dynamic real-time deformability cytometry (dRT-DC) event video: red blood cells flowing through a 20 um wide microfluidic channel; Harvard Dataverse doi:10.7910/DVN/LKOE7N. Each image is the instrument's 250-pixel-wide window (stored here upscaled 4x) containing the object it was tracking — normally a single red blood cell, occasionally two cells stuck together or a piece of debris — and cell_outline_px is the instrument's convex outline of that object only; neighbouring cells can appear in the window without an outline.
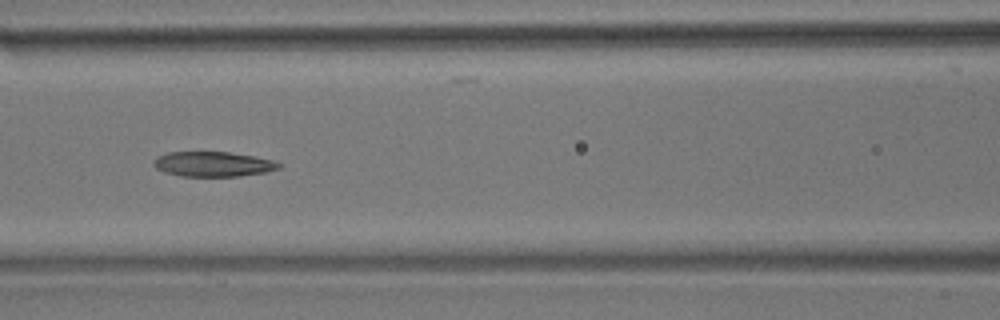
{"species": "common noctule bat (a hibernating species)", "species_latin": "Nyctalus noctula", "temperature_condition": "room temperature", "stored_images_in_passage": 15, "camera_frame_rate_fps": 3000, "um_per_image_px": 0.085, "animal": {"sex": "male", "body_mass_g": 17.9}, "frame": {"image": 1, "passage_image": 7, "time_ms": 7.667, "image_size_px": [1000, 320], "cell_outline_px": [[280, 168], [268, 172], [240, 176], [180, 176], [164, 172], [156, 168], [152, 164], [152, 160], [156, 156], [168, 152], [228, 152], [256, 156], [272, 160], [280, 164]], "centroid_in_image_um": [18.08, 13.95], "position_along_channel_um": 148.5, "area_um2": 18.38}}
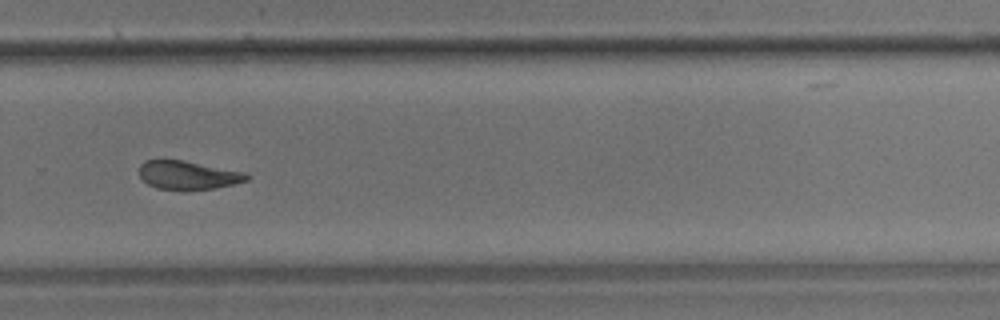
{"frame": {"image": 2, "passage_image": 11, "time_ms": 12.333, "image_size_px": [1000, 320], "cell_outline_px": [[252, 176], [248, 180], [216, 188], [156, 188], [148, 184], [140, 176], [140, 164], [144, 160], [160, 156], [184, 160], [248, 172]], "centroid_in_image_um": [15.97, 14.81], "position_along_channel_um": 313.8, "area_um2": 18.21}, "authors_computed_cell_mechanics": {"area_um2": 19.652, "velocity_mm_per_s": 3.5631, "shape_relaxation_time_tau1_ms": null, "shape_relaxation_time_tau2_ms": 8.9409, "deformation_change_tau1": null, "deformation_change_tau2": 0.2122}}